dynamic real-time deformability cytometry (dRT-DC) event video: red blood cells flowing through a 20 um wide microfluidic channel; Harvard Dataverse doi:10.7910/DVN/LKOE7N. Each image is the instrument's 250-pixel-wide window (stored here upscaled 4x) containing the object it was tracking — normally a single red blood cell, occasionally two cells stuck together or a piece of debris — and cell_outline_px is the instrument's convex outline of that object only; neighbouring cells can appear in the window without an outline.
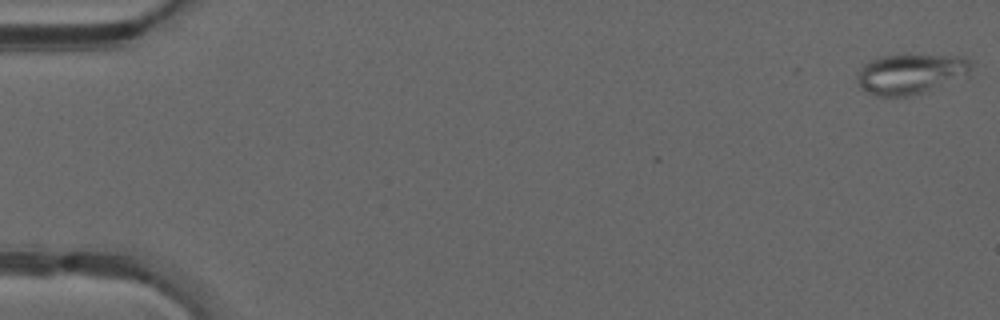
{"species": "common noctule bat (a hibernating species)", "species_latin": "Nyctalus noctula", "temperature_condition": "warm", "stored_images_in_passage": 7, "camera_frame_rate_fps": 3000, "um_per_image_px": 0.085, "animal": {"sex": "male", "forearm_length_mm": 52.5}, "frame": {"image": 1, "passage_image": 1, "time_ms": 0.0, "image_size_px": [1000, 320], "cell_outline_px": [[972, 64], [968, 76], [924, 92], [904, 96], [876, 96], [860, 88], [856, 80], [856, 76], [860, 68], [864, 64], [880, 56], [964, 56], [972, 60]], "centroid_in_image_um": [77.41, 6.29], "position_along_channel_um": 7.6, "area_um2": 26.53}}